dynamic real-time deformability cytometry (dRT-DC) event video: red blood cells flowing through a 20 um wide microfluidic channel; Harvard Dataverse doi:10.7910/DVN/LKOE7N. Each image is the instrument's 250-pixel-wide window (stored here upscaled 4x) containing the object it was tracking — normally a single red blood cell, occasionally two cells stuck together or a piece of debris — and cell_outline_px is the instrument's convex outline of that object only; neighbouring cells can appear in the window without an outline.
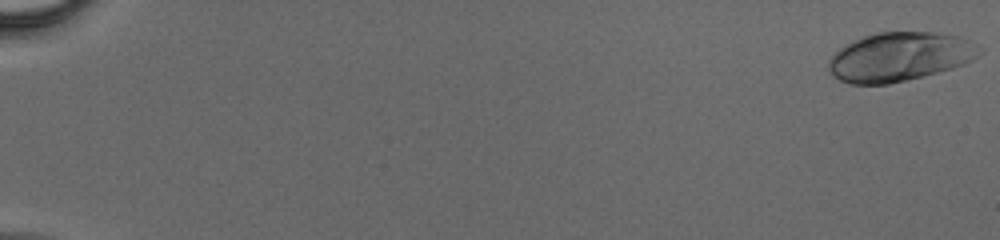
{"species": "human", "species_latin": "Homo sapiens", "temperature_condition": "cold", "stored_images_in_passage": 47, "camera_frame_rate_fps": 3000, "um_per_image_px": 0.085, "donor": {"sex": "male"}, "frame": {"image": 1, "passage_image": 1, "time_ms": 0.0, "image_size_px": [1000, 240], "cell_outline_px": [[984, 52], [972, 60], [964, 64], [952, 68], [888, 84], [848, 84], [832, 76], [828, 68], [828, 60], [840, 48], [864, 36], [876, 32], [940, 32], [960, 36], [984, 48]], "centroid_in_image_um": [76.5, 4.81], "position_along_channel_um": 8.5, "area_um2": 43.0}}
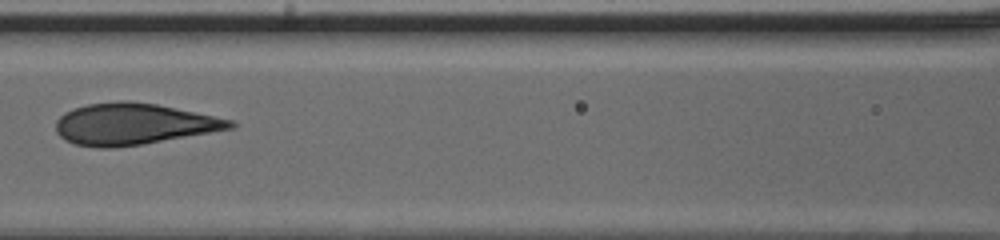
{"frame": {"image": 2, "passage_image": 24, "time_ms": 7.667, "image_size_px": [1000, 240], "cell_outline_px": [[236, 128], [140, 144], [112, 148], [100, 148], [76, 144], [64, 140], [56, 132], [56, 120], [64, 112], [88, 104], [124, 100], [156, 104], [232, 120], [236, 124]], "centroid_in_image_um": [11.32, 10.55], "position_along_channel_um": 155.3, "area_um2": 41.62}}
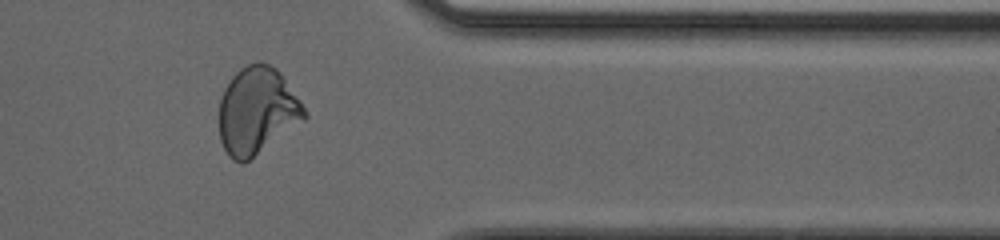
{"frame": {"image": 3, "passage_image": 40, "time_ms": 13.0, "image_size_px": [1000, 240], "cell_outline_px": [[308, 116], [304, 120], [244, 164], [240, 164], [232, 160], [228, 156], [220, 140], [220, 100], [224, 88], [232, 76], [240, 68], [256, 60], [268, 64], [276, 68], [280, 72], [300, 100]], "centroid_in_image_um": [21.84, 9.42], "position_along_channel_um": 389.6, "area_um2": 43.29}}